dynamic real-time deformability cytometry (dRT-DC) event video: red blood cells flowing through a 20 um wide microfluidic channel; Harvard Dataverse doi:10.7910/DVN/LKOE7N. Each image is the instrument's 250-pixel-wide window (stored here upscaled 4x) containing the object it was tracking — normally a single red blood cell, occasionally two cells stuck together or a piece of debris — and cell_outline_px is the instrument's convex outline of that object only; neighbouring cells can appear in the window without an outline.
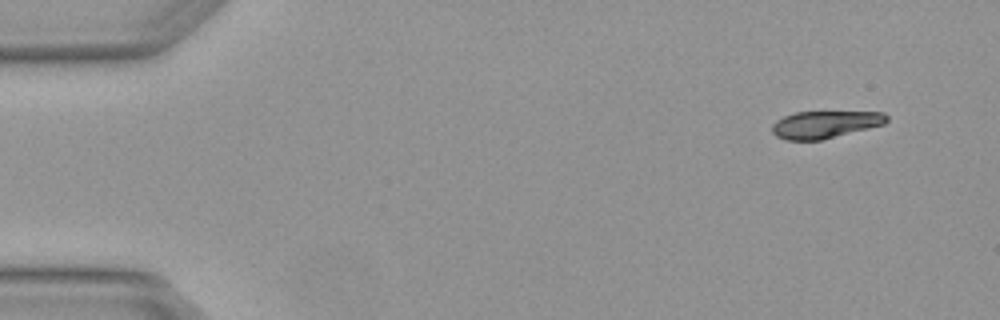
{"species": "Egyptian fruit bat (a non-hibernating species)", "species_latin": "Rousettus aegyptiacus", "temperature_condition": "warm", "stored_images_in_passage": 4, "camera_frame_rate_fps": 3000, "um_per_image_px": 0.085, "animal": {"sex": "female"}, "frame": {"image": 1, "passage_image": 1, "time_ms": 0.0, "image_size_px": [1000, 320], "cell_outline_px": [[888, 120], [884, 124], [820, 140], [784, 140], [776, 136], [772, 132], [772, 124], [776, 120], [784, 116], [796, 112], [884, 112], [888, 116]], "centroid_in_image_um": [70.1, 10.58], "position_along_channel_um": 14.9, "area_um2": 18.09}}
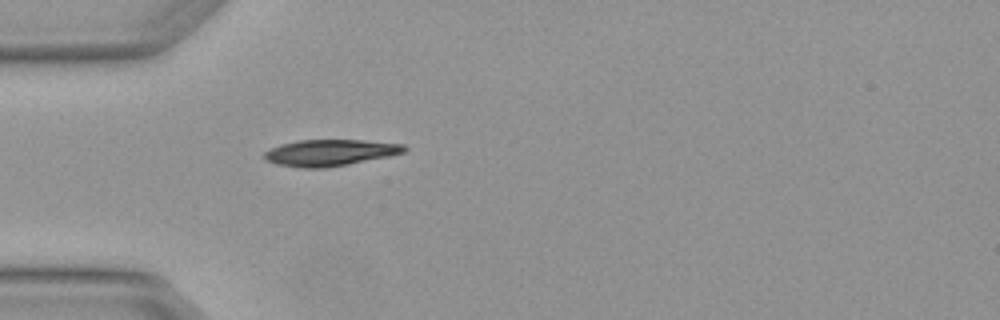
{"frame": {"image": 2, "passage_image": 4, "time_ms": 1.0, "image_size_px": [1000, 320], "cell_outline_px": [[408, 148], [404, 152], [388, 156], [348, 164], [324, 168], [300, 168], [276, 164], [264, 160], [264, 152], [280, 144], [300, 140], [364, 140], [404, 144]], "centroid_in_image_um": [28.03, 12.98], "position_along_channel_um": 57.0, "area_um2": 21.5}}